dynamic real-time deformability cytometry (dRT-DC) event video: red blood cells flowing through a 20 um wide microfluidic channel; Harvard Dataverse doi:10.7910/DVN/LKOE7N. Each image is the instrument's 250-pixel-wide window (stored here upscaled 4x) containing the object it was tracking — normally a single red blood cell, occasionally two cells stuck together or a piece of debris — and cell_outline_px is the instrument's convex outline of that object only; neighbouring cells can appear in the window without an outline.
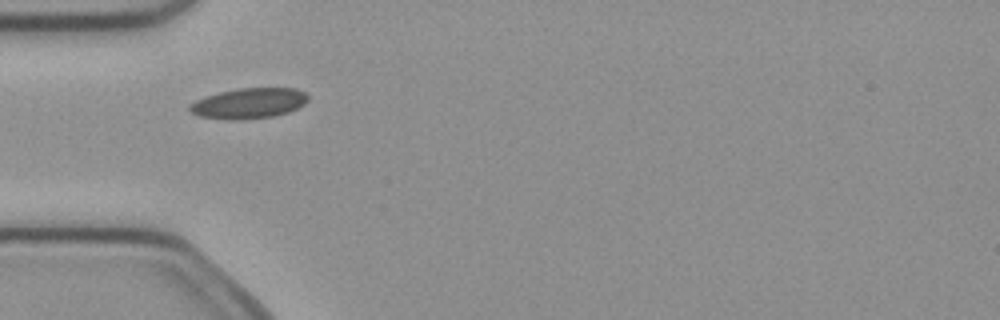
{"species": "common noctule bat (a hibernating species)", "species_latin": "Nyctalus noctula", "temperature_condition": "cold", "stored_images_in_passage": 5, "camera_frame_rate_fps": 3000, "um_per_image_px": 0.085, "animal": {"sex": "female", "body_mass_g": 21.9}, "frame": {"image": 1, "passage_image": 3, "time_ms": 0.667, "image_size_px": [1000, 320], "cell_outline_px": [[308, 100], [304, 104], [288, 112], [272, 116], [240, 120], [228, 120], [200, 116], [192, 112], [188, 108], [188, 104], [204, 96], [220, 92], [240, 88], [296, 88], [304, 92], [308, 96]], "centroid_in_image_um": [21.13, 8.78], "position_along_channel_um": 63.9, "area_um2": 20.98}}
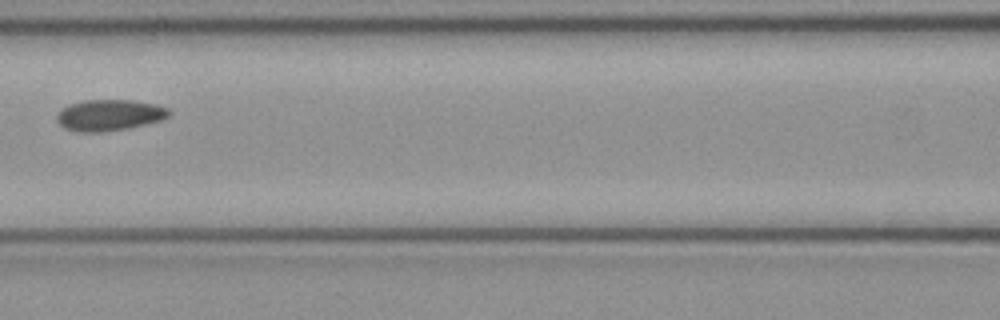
{"frame": {"image": 2, "passage_image": 5, "time_ms": 1.333, "image_size_px": [1000, 320], "cell_outline_px": [[168, 116], [160, 120], [128, 128], [104, 132], [76, 132], [64, 128], [56, 120], [56, 116], [60, 108], [68, 104], [84, 100], [132, 100], [156, 104], [168, 108]], "centroid_in_image_um": [9.22, 9.78], "position_along_channel_um": 157.4, "area_um2": 20.46}}